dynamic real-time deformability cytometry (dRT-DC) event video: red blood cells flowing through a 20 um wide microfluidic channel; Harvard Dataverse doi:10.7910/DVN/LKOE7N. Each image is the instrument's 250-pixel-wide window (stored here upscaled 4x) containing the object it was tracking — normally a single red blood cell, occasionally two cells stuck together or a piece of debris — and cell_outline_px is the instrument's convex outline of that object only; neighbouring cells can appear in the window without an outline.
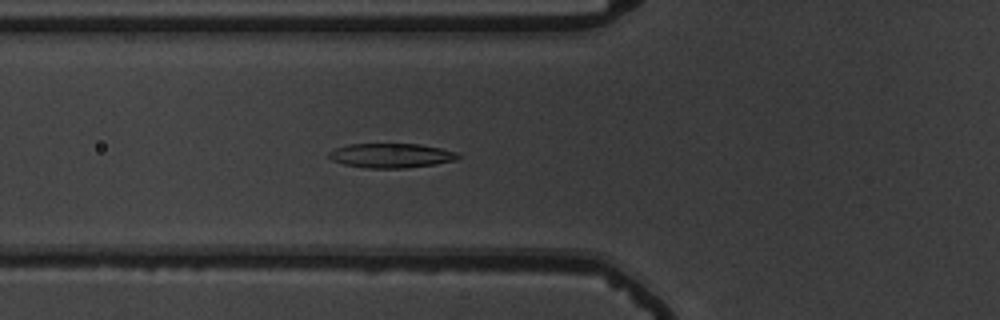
{"species": "common noctule bat (a hibernating species)", "species_latin": "Nyctalus noctula", "temperature_condition": "warm", "stored_images_in_passage": 38, "camera_frame_rate_fps": 3000, "um_per_image_px": 0.085, "animal": {"sex": "male", "body_mass_g": 19.5, "forearm_length_mm": 54.6}, "frame": {"image": 1, "passage_image": 4, "time_ms": 1.0, "image_size_px": [1000, 320], "cell_outline_px": [[460, 156], [456, 160], [436, 164], [404, 168], [364, 168], [344, 164], [332, 160], [328, 156], [328, 152], [336, 148], [348, 144], [420, 144], [440, 148], [456, 152]], "centroid_in_image_um": [33.23, 13.22], "position_along_channel_um": 92.6, "area_um2": 18.38}}
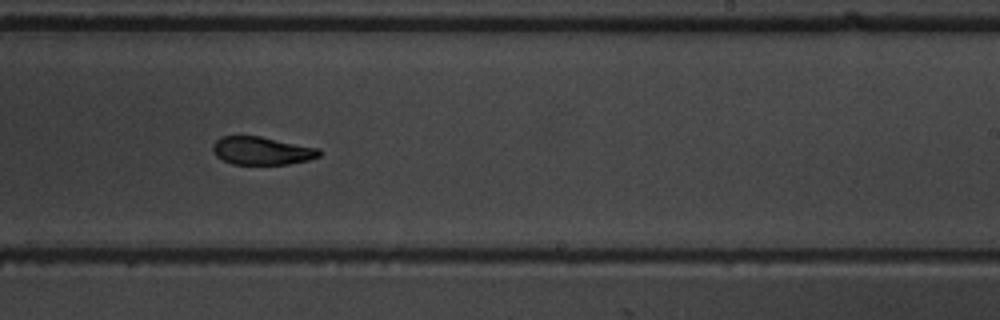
{"frame": {"image": 2, "passage_image": 18, "time_ms": 5.667, "image_size_px": [1000, 320], "cell_outline_px": [[320, 156], [308, 160], [288, 164], [232, 164], [216, 156], [212, 152], [212, 144], [220, 136], [260, 136], [320, 148]], "centroid_in_image_um": [22.24, 12.81], "position_along_channel_um": 266.8, "area_um2": 17.46}}
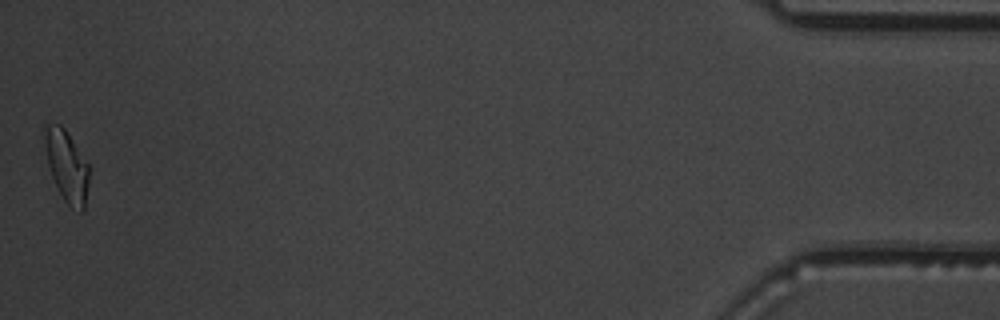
{"frame": {"image": 3, "passage_image": 38, "time_ms": 12.333, "image_size_px": [1000, 320], "cell_outline_px": [[92, 168], [84, 208], [80, 212], [68, 204], [64, 200], [52, 176], [48, 164], [44, 144], [44, 124], [60, 124], [64, 128]], "centroid_in_image_um": [5.71, 14.09], "position_along_channel_um": 429.5, "area_um2": 18.55}, "authors_computed_cell_mechanics": {"area_um2": 18.5538, "velocity_mm_per_s": 3.7336, "shape_relaxation_time_tau1_ms": 3.3413, "shape_relaxation_time_tau2_ms": 3.4414, "deformation_change_tau1": 0.1282, "deformation_change_tau2": 0.0952}}